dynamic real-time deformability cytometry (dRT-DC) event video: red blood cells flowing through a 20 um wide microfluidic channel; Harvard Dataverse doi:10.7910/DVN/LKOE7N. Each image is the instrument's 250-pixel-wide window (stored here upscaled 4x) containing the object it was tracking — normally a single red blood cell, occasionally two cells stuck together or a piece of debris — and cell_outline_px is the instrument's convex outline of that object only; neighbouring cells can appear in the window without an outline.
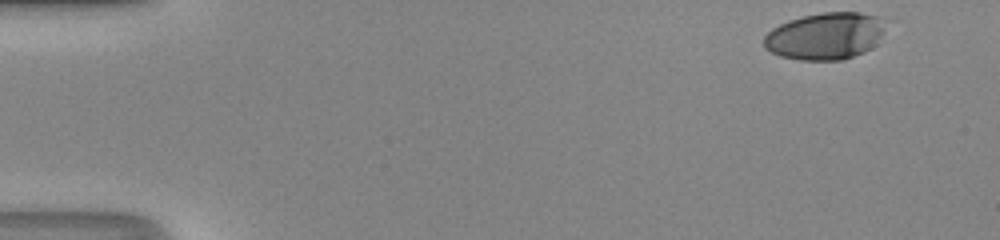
{"species": "human", "species_latin": "Homo sapiens", "temperature_condition": "room temperature", "stored_images_in_passage": 40, "camera_frame_rate_fps": 3000, "um_per_image_px": 0.085, "donor": {"sex": "male"}, "frame": {"image": 1, "passage_image": 1, "time_ms": 0.0, "image_size_px": [1000, 240], "cell_outline_px": [[884, 32], [864, 52], [840, 60], [800, 60], [780, 56], [764, 48], [764, 36], [772, 28], [788, 20], [820, 12], [860, 12], [880, 16]], "centroid_in_image_um": [70.09, 3.05], "position_along_channel_um": 14.9, "area_um2": 33.0}}
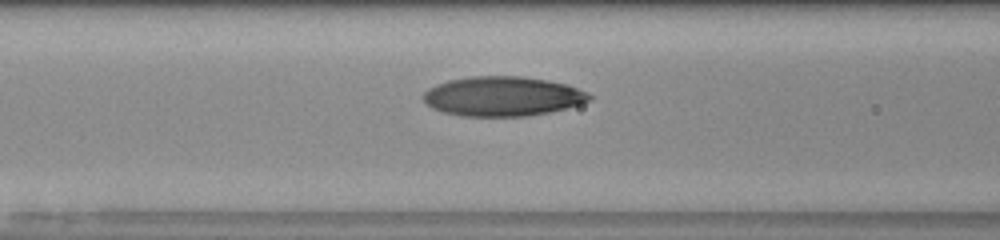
{"frame": {"image": 2, "passage_image": 19, "time_ms": 6.0, "image_size_px": [1000, 240], "cell_outline_px": [[592, 100], [580, 104], [548, 112], [524, 116], [460, 116], [444, 112], [432, 108], [424, 100], [424, 92], [428, 88], [436, 84], [448, 80], [472, 76], [520, 76], [548, 80], [568, 84], [592, 96]], "centroid_in_image_um": [42.7, 8.18], "position_along_channel_um": 123.9, "area_um2": 38.15}}
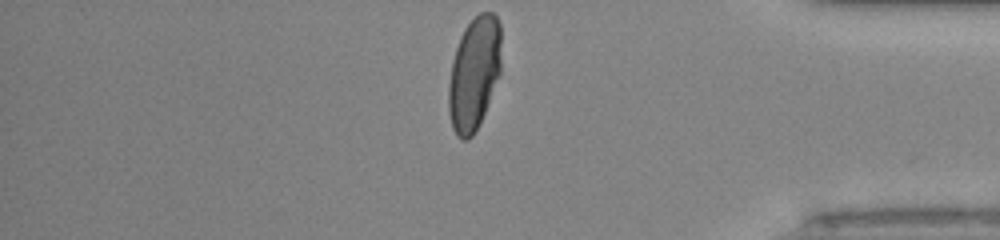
{"frame": {"image": 3, "passage_image": 40, "time_ms": 13.0, "image_size_px": [1000, 240], "cell_outline_px": [[500, 76], [484, 112], [472, 136], [468, 140], [460, 140], [456, 136], [452, 128], [448, 112], [448, 84], [452, 60], [460, 36], [464, 28], [480, 12], [492, 12], [496, 16], [500, 24]], "centroid_in_image_um": [40.28, 6.26], "position_along_channel_um": 394.9, "area_um2": 34.85}, "authors_computed_cell_mechanics": {"area_um2": 37.1943, "velocity_mm_per_s": 4.2287, "shape_relaxation_time_tau1_ms": 7.525, "shape_relaxation_time_tau2_ms": 1.2604, "deformation_change_tau1": 0.3062, "deformation_change_tau2": 0.0524}}